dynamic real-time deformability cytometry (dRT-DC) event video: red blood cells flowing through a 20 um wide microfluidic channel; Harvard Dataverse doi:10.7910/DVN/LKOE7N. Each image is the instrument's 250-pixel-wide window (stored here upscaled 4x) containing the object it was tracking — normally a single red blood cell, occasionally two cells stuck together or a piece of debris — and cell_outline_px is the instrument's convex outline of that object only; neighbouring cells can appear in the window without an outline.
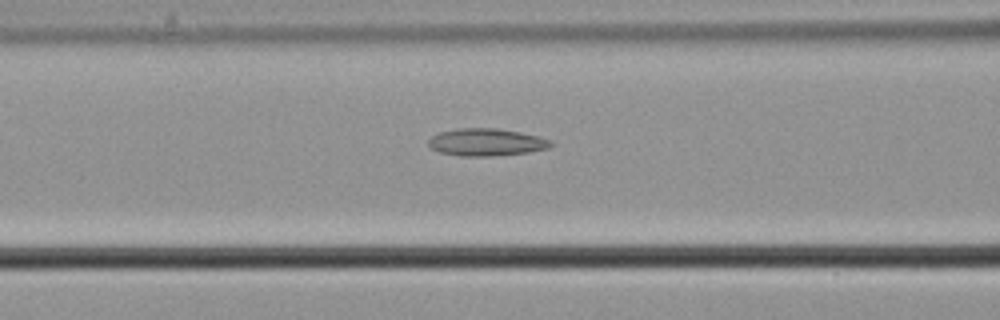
{"species": "common noctule bat (a hibernating species)", "species_latin": "Nyctalus noctula", "temperature_condition": "cold", "stored_images_in_passage": 6, "camera_frame_rate_fps": 3000, "um_per_image_px": 0.085, "animal": {"sex": "male", "body_mass_g": 21.5, "forearm_length_mm": 52.0}, "frame": {"image": 1, "passage_image": 6, "time_ms": 1.667, "image_size_px": [1000, 320], "cell_outline_px": [[552, 144], [548, 148], [528, 152], [492, 156], [460, 156], [440, 152], [432, 148], [428, 144], [428, 140], [432, 136], [440, 132], [460, 128], [496, 128], [520, 132], [536, 136], [548, 140]], "centroid_in_image_um": [41.3, 12.09], "position_along_channel_um": 125.3, "area_um2": 19.25}}